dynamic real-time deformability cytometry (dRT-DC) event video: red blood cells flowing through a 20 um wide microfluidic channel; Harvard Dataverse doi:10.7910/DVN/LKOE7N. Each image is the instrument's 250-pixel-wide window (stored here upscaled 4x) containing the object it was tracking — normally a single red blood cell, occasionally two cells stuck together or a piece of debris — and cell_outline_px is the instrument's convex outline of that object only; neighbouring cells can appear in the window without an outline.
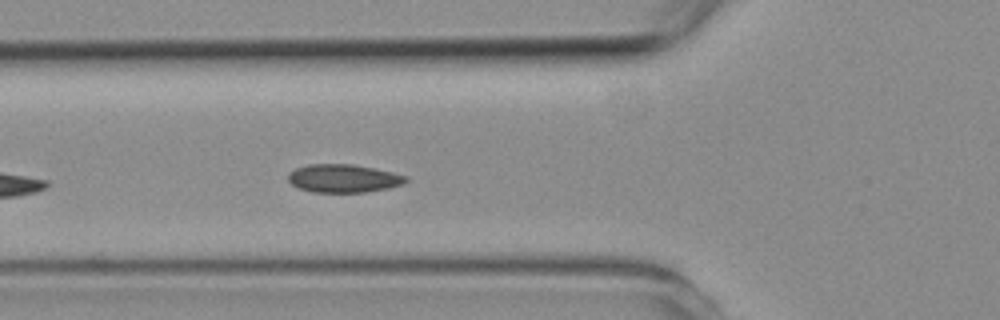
{"species": "common noctule bat (a hibernating species)", "species_latin": "Nyctalus noctula", "temperature_condition": "room temperature", "stored_images_in_passage": 2, "camera_frame_rate_fps": 3000, "um_per_image_px": 0.085, "animal": {"sex": "female", "body_mass_g": 19.3, "forearm_length_mm": 54.1}, "frame": {"image": 1, "passage_image": 2, "time_ms": 1.0, "image_size_px": [1000, 320], "cell_outline_px": [[408, 180], [404, 184], [388, 188], [364, 192], [312, 192], [300, 188], [292, 184], [288, 180], [288, 172], [296, 168], [308, 164], [352, 164], [392, 172], [408, 176]], "centroid_in_image_um": [29.19, 15.16], "position_along_channel_um": 96.6, "area_um2": 19.31}}